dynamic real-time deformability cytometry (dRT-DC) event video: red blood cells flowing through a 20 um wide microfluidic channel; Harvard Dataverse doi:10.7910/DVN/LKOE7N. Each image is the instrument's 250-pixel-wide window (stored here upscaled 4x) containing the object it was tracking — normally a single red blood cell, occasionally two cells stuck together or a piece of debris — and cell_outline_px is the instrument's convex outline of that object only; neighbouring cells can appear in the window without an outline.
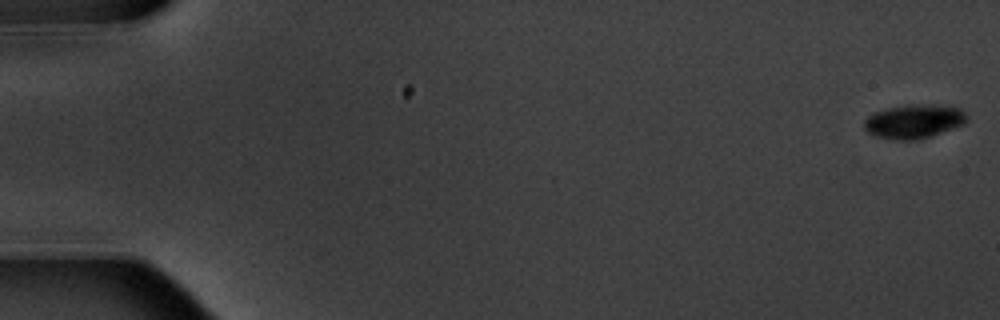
{"species": "common noctule bat (a hibernating species)", "species_latin": "Nyctalus noctula", "temperature_condition": "warm", "stored_images_in_passage": 4, "camera_frame_rate_fps": 3000, "um_per_image_px": 0.085, "animal": {"sex": "male", "body_mass_g": 20.1, "forearm_length_mm": 53.5}, "frame": {"image": 1, "passage_image": 1, "time_ms": 0.0, "image_size_px": [1000, 320], "cell_outline_px": [[968, 120], [964, 124], [932, 136], [920, 140], [892, 140], [872, 136], [864, 128], [864, 120], [872, 112], [888, 108], [960, 108], [968, 116]], "centroid_in_image_um": [77.61, 10.42], "position_along_channel_um": 7.4, "area_um2": 19.36}}